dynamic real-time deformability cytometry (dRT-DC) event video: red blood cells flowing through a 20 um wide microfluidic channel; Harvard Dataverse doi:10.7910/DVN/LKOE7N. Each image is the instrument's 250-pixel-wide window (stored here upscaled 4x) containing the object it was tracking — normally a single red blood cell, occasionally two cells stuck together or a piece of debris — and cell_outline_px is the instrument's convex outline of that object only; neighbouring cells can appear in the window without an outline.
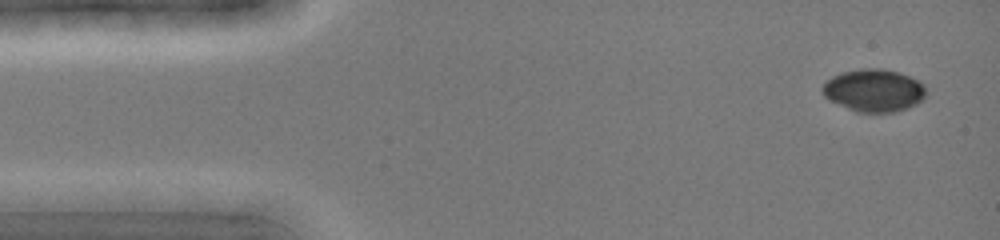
{"species": "common noctule bat (a hibernating species)", "species_latin": "Nyctalus noctula", "temperature_condition": "cold", "stored_images_in_passage": 5, "camera_frame_rate_fps": 3000, "um_per_image_px": 0.085, "animal": {"sex": "female", "body_mass_g": 19.0, "forearm_length_mm": 51.5}, "frame": {"image": 1, "passage_image": 1, "time_ms": 0.0, "image_size_px": [1000, 240], "cell_outline_px": [[928, 92], [924, 100], [908, 108], [896, 112], [856, 112], [828, 100], [824, 96], [820, 88], [832, 76], [840, 72], [860, 68], [880, 68], [896, 72], [920, 80], [924, 84]], "centroid_in_image_um": [74.3, 7.69], "position_along_channel_um": 10.7, "area_um2": 26.13}}
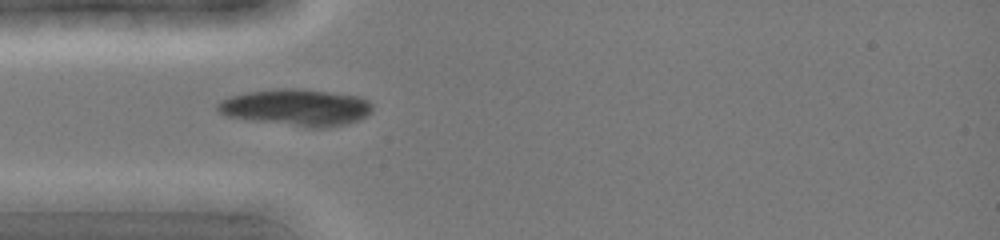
{"frame": {"image": 2, "passage_image": 4, "time_ms": 3.333, "image_size_px": [1000, 240], "cell_outline_px": [[372, 112], [356, 120], [344, 124], [324, 128], [312, 128], [252, 120], [224, 116], [216, 108], [216, 104], [220, 100], [228, 96], [248, 92], [280, 88], [300, 88], [360, 96], [368, 100], [372, 104]], "centroid_in_image_um": [25.16, 9.12], "position_along_channel_um": 59.8, "area_um2": 33.18}}
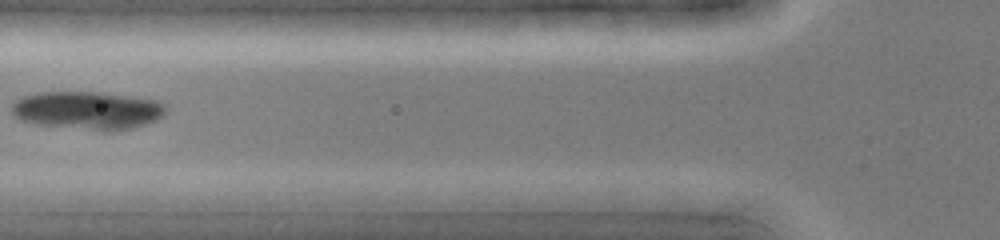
{"frame": {"image": 3, "passage_image": 5, "time_ms": 4.667, "image_size_px": [1000, 240], "cell_outline_px": [[168, 108], [156, 120], [144, 124], [128, 128], [96, 128], [36, 124], [20, 120], [12, 116], [12, 104], [16, 100], [24, 96], [36, 92], [100, 92], [156, 100], [164, 104]], "centroid_in_image_um": [7.38, 9.33], "position_along_channel_um": 118.4, "area_um2": 33.06}}